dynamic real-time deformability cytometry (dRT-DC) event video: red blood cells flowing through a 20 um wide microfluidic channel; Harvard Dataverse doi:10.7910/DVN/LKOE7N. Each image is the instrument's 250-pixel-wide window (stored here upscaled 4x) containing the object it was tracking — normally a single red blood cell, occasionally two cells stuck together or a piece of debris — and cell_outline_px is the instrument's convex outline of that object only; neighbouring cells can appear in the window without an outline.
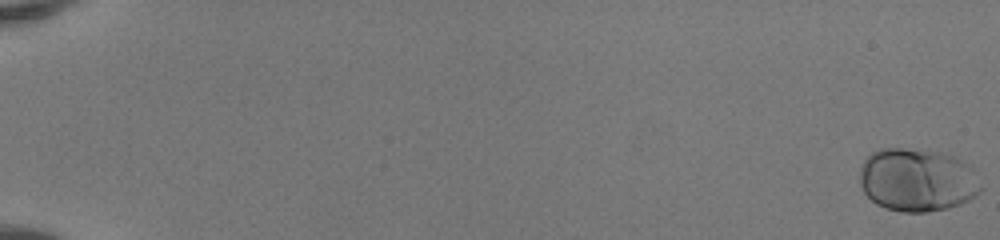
{"species": "human", "species_latin": "Homo sapiens", "temperature_condition": "room temperature", "stored_images_in_passage": 52, "camera_frame_rate_fps": 3000, "um_per_image_px": 0.085, "donor": {"sex": "female"}, "frame": {"image": 1, "passage_image": 1, "time_ms": 0.0, "image_size_px": [1000, 240], "cell_outline_px": [[980, 192], [976, 196], [960, 204], [948, 208], [924, 212], [904, 212], [888, 208], [876, 204], [864, 192], [860, 184], [860, 168], [864, 160], [872, 152], [880, 148], [900, 148], [940, 152], [956, 156], [972, 168], [980, 188]], "centroid_in_image_um": [77.95, 15.29], "position_along_channel_um": 7.1, "area_um2": 44.39}}
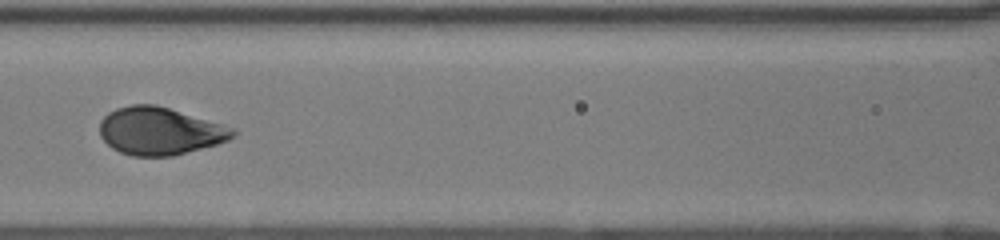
{"frame": {"image": 2, "passage_image": 27, "time_ms": 8.667, "image_size_px": [1000, 240], "cell_outline_px": [[236, 132], [228, 140], [216, 144], [172, 156], [132, 156], [120, 152], [112, 148], [100, 136], [100, 120], [108, 112], [116, 108], [128, 104], [152, 104], [168, 108], [236, 128]], "centroid_in_image_um": [13.55, 11.13], "position_along_channel_um": 153.1, "area_um2": 36.76}}
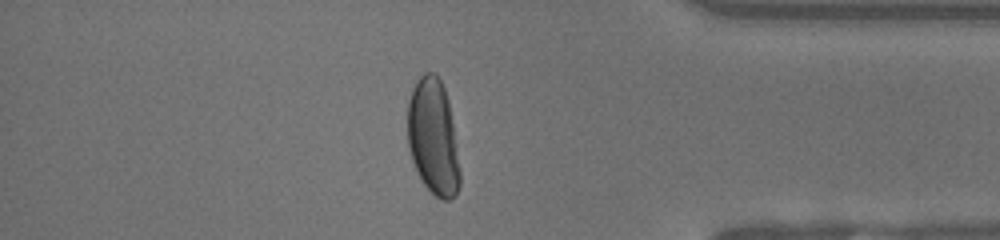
{"frame": {"image": 3, "passage_image": 46, "time_ms": 15.0, "image_size_px": [1000, 240], "cell_outline_px": [[460, 184], [456, 196], [452, 200], [444, 200], [436, 196], [424, 184], [416, 172], [408, 148], [408, 100], [412, 88], [416, 80], [424, 72], [436, 72], [444, 88], [448, 100], [460, 172]], "centroid_in_image_um": [36.8, 11.66], "position_along_channel_um": 398.4, "area_um2": 35.32}, "authors_computed_cell_mechanics": {"area_um2": 37.57, "velocity_mm_per_s": 4.1433, "shape_relaxation_time_tau1_ms": 2.7822, "shape_relaxation_time_tau2_ms": null, "deformation_change_tau1": 0.1691, "deformation_change_tau2": null}}